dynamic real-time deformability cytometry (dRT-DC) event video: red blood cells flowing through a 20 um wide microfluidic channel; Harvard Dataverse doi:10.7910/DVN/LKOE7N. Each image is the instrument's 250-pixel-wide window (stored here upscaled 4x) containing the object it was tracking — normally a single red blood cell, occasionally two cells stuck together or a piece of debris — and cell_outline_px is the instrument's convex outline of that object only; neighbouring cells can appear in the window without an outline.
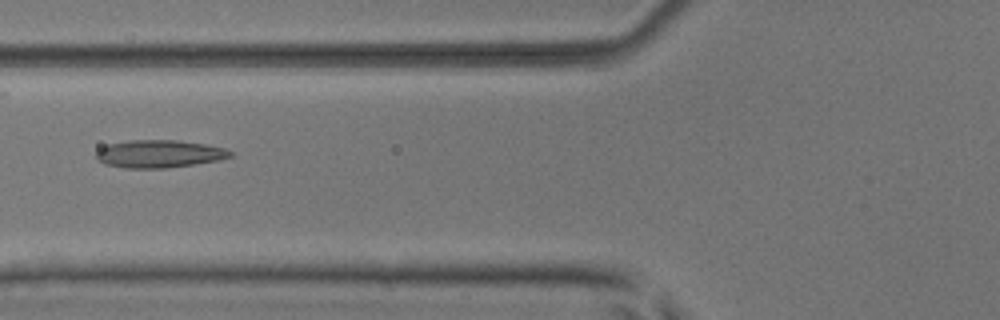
{"species": "common noctule bat (a hibernating species)", "species_latin": "Nyctalus noctula", "temperature_condition": "room temperature", "stored_images_in_passage": 32, "camera_frame_rate_fps": 3000, "um_per_image_px": 0.085, "animal": {"sex": "male", "body_mass_g": 17.9, "forearm_length_mm": 54.2}, "frame": {"image": 1, "passage_image": 10, "time_ms": 3.0, "image_size_px": [1000, 320], "cell_outline_px": [[232, 156], [220, 160], [164, 168], [124, 168], [104, 164], [96, 156], [96, 152], [100, 148], [108, 144], [128, 140], [176, 140], [204, 144], [224, 148], [232, 152]], "centroid_in_image_um": [13.51, 13.07], "position_along_channel_um": 112.3, "area_um2": 21.5}}
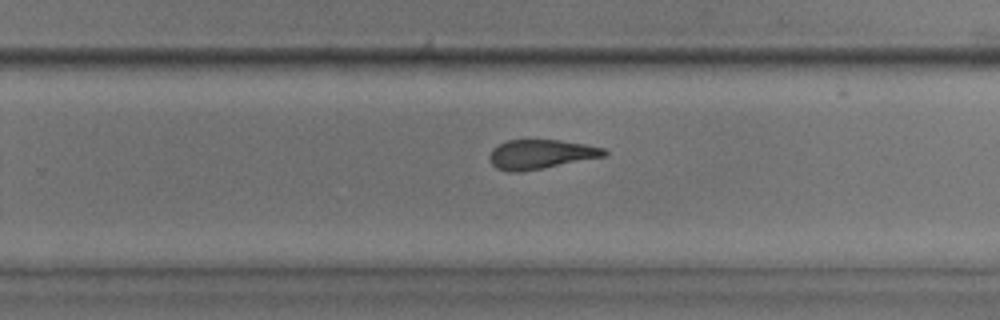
{"frame": {"image": 2, "passage_image": 23, "time_ms": 7.333, "image_size_px": [1000, 320], "cell_outline_px": [[608, 152], [604, 156], [520, 172], [508, 172], [496, 168], [488, 160], [488, 156], [492, 148], [508, 140], [560, 140], [584, 144], [604, 148]], "centroid_in_image_um": [45.9, 13.11], "position_along_channel_um": 283.9, "area_um2": 19.42}}
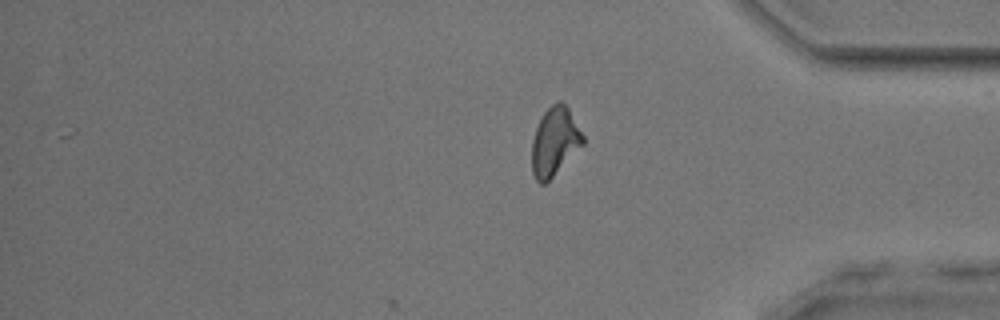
{"frame": {"image": 3, "passage_image": 32, "time_ms": 10.333, "image_size_px": [1000, 320], "cell_outline_px": [[584, 144], [544, 184], [540, 184], [536, 180], [532, 172], [532, 140], [536, 128], [544, 112], [556, 100], [560, 100], [568, 108], [584, 136]], "centroid_in_image_um": [47.14, 12.02], "position_along_channel_um": 388.1, "area_um2": 20.06}, "authors_computed_cell_mechanics": {"area_um2": 20.2589, "velocity_mm_per_s": 3.9701, "shape_relaxation_time_tau1_ms": null, "shape_relaxation_time_tau2_ms": 2.8851, "deformation_change_tau1": null, "deformation_change_tau2": 0.1192}}